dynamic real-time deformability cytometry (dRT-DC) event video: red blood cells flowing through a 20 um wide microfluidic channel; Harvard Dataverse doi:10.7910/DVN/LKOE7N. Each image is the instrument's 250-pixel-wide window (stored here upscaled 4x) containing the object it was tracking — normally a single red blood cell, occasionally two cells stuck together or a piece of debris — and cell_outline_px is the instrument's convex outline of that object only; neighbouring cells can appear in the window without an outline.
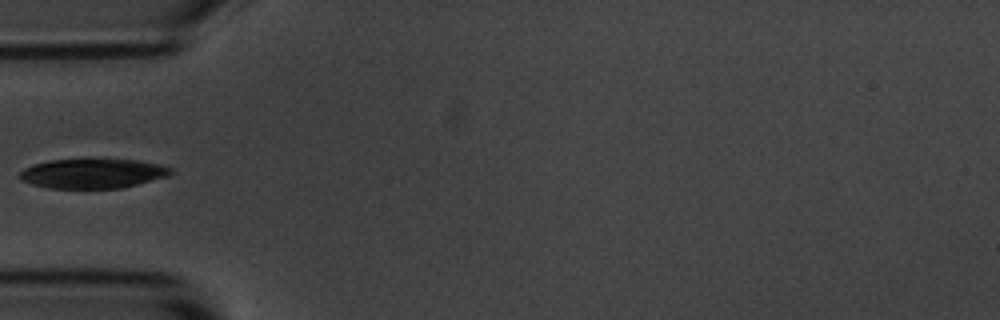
{"species": "common noctule bat (a hibernating species)", "species_latin": "Nyctalus noctula", "temperature_condition": "room temperature", "stored_images_in_passage": 3, "camera_frame_rate_fps": 3000, "um_per_image_px": 0.085, "animal": {"sex": "male", "body_mass_g": 20.1, "forearm_length_mm": 53.5}, "frame": {"image": 1, "passage_image": 2, "time_ms": 2.0, "image_size_px": [1000, 320], "cell_outline_px": [[176, 172], [168, 176], [120, 188], [48, 188], [32, 184], [20, 180], [20, 172], [24, 168], [32, 164], [52, 160], [140, 160], [160, 164], [172, 168]], "centroid_in_image_um": [7.9, 14.75], "position_along_channel_um": 77.1, "area_um2": 25.89}}